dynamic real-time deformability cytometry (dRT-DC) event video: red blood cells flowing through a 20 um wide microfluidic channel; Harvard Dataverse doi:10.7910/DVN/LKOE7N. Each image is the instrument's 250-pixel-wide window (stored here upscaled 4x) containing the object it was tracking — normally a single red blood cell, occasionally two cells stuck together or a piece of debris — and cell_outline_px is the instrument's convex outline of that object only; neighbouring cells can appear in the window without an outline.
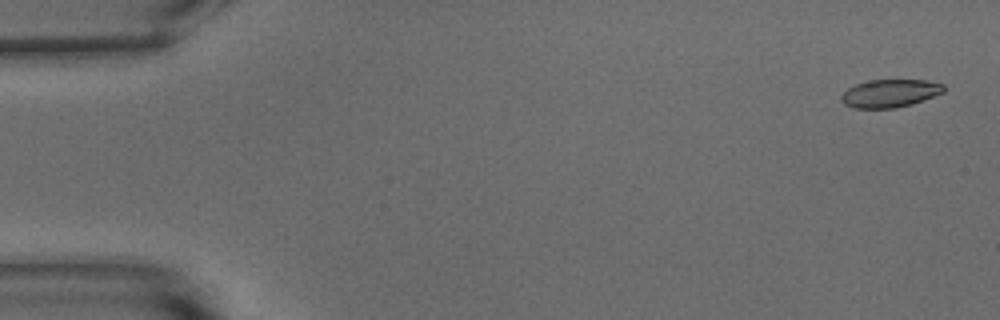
{"species": "common noctule bat (a hibernating species)", "species_latin": "Nyctalus noctula", "temperature_condition": "warm", "stored_images_in_passage": 54, "camera_frame_rate_fps": 3000, "um_per_image_px": 0.085, "animal": {"sex": "male", "body_mass_g": 15.6}, "frame": {"image": 1, "passage_image": 2, "time_ms": 0.333, "image_size_px": [1000, 320], "cell_outline_px": [[944, 92], [912, 104], [892, 108], [852, 108], [844, 104], [840, 100], [840, 96], [848, 88], [856, 84], [868, 80], [928, 80], [944, 84]], "centroid_in_image_um": [75.63, 7.93], "position_along_channel_um": 9.4, "area_um2": 16.7}}
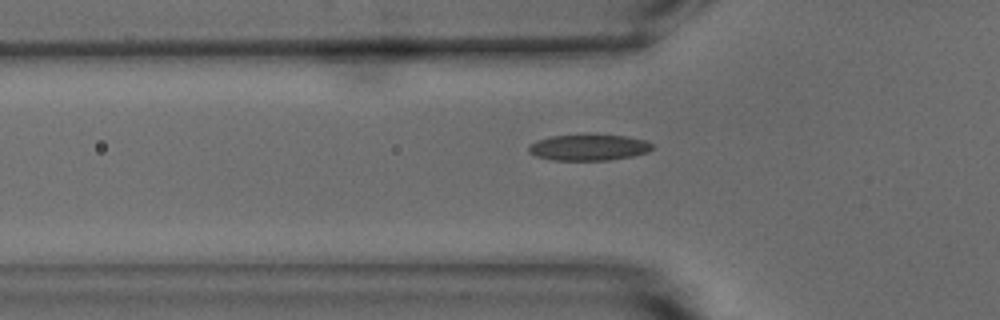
{"frame": {"image": 2, "passage_image": 18, "time_ms": 5.667, "image_size_px": [1000, 320], "cell_outline_px": [[652, 148], [648, 152], [632, 156], [608, 160], [552, 160], [536, 156], [528, 152], [528, 144], [536, 140], [552, 136], [584, 132], [592, 132], [628, 136], [644, 140], [652, 144]], "centroid_in_image_um": [50.0, 12.48], "position_along_channel_um": 75.8, "area_um2": 19.65}}
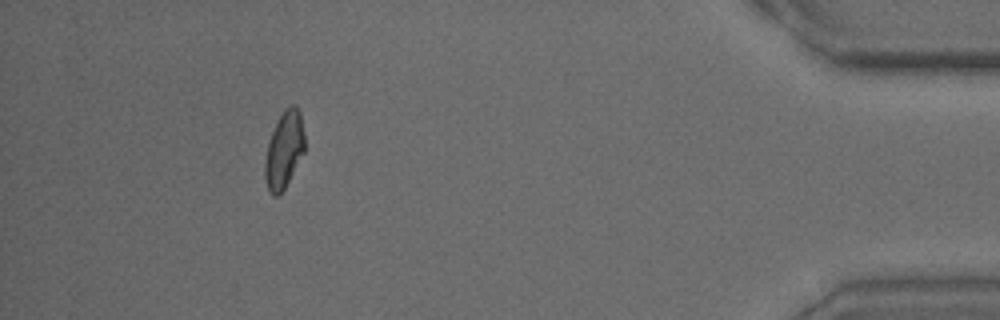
{"frame": {"image": 3, "passage_image": 49, "time_ms": 16.0, "image_size_px": [1000, 320], "cell_outline_px": [[304, 152], [284, 188], [276, 196], [272, 196], [268, 188], [264, 176], [264, 164], [268, 144], [272, 132], [284, 108], [292, 104], [296, 104], [300, 112], [304, 132]], "centroid_in_image_um": [24.15, 12.71], "position_along_channel_um": 411.0, "area_um2": 17.51}, "authors_computed_cell_mechanics": {"area_um2": 17.9758, "velocity_mm_per_s": 3.7971, "shape_relaxation_time_tau1_ms": null, "shape_relaxation_time_tau2_ms": 2.0671, "deformation_change_tau1": null, "deformation_change_tau2": 0.0812}}